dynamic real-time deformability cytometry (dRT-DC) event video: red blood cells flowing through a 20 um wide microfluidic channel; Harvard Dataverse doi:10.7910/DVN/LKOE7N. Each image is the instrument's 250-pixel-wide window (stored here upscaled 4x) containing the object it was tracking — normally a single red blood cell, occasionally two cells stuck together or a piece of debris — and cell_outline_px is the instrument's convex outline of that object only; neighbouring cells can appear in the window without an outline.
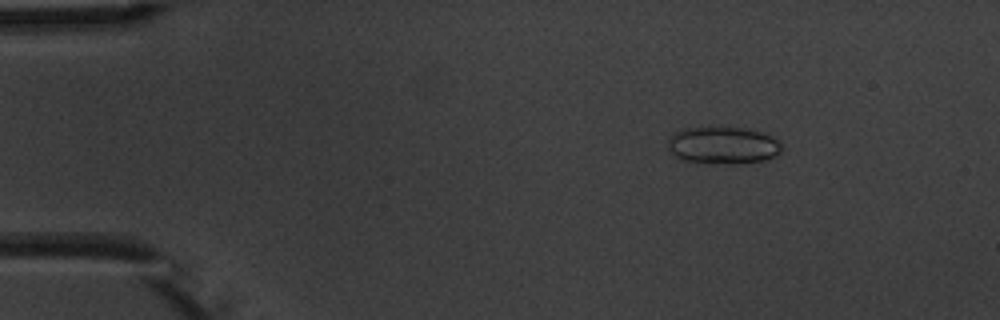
{"species": "common noctule bat (a hibernating species)", "species_latin": "Nyctalus noctula", "temperature_condition": "warm", "stored_images_in_passage": 7, "camera_frame_rate_fps": 3000, "um_per_image_px": 0.085, "animal": {"sex": "male", "body_mass_g": 20.1, "forearm_length_mm": 53.5}, "frame": {"image": 1, "passage_image": 2, "time_ms": 1.333, "image_size_px": [1000, 320], "cell_outline_px": [[784, 148], [780, 152], [764, 160], [740, 164], [728, 164], [684, 160], [676, 156], [668, 148], [668, 140], [676, 132], [684, 128], [716, 124], [744, 128], [764, 132], [772, 136]], "centroid_in_image_um": [61.47, 12.3], "position_along_channel_um": 23.5, "area_um2": 25.26}}
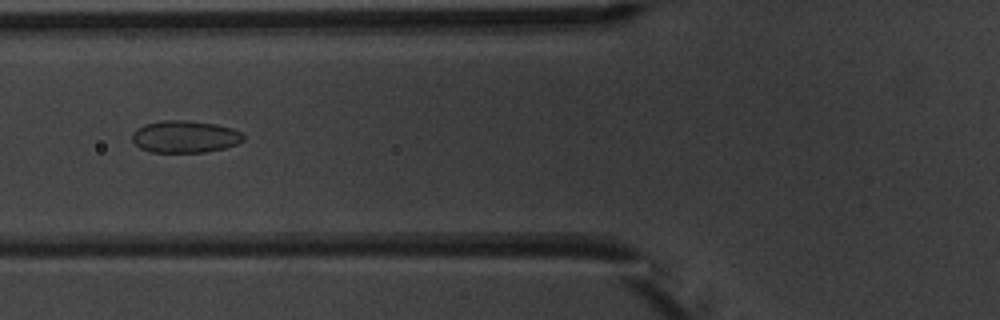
{"frame": {"image": 2, "passage_image": 5, "time_ms": 5.667, "image_size_px": [1000, 320], "cell_outline_px": [[244, 140], [236, 144], [224, 148], [204, 152], [152, 152], [140, 148], [132, 140], [132, 132], [136, 128], [144, 124], [164, 120], [184, 120], [216, 124], [232, 128], [240, 132], [244, 136]], "centroid_in_image_um": [15.7, 11.61], "position_along_channel_um": 110.1, "area_um2": 20.81}}
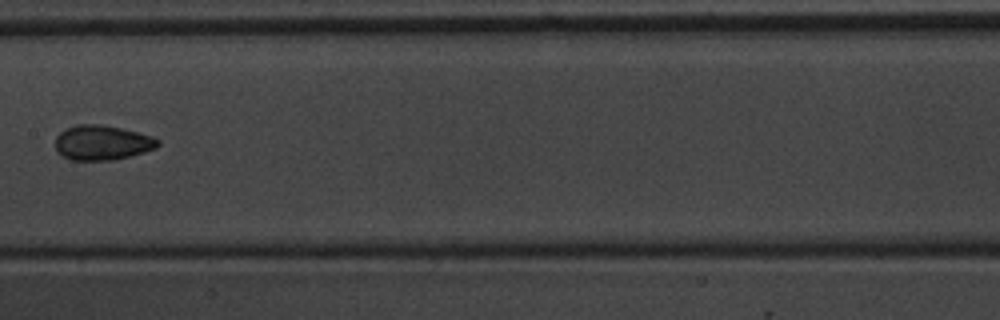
{"frame": {"image": 3, "passage_image": 7, "time_ms": 8.0, "image_size_px": [1000, 320], "cell_outline_px": [[160, 144], [156, 148], [144, 152], [112, 160], [72, 160], [56, 152], [56, 136], [64, 128], [76, 124], [100, 124], [120, 128], [152, 136], [160, 140]], "centroid_in_image_um": [8.66, 12.12], "position_along_channel_um": 198.7, "area_um2": 20.81}}